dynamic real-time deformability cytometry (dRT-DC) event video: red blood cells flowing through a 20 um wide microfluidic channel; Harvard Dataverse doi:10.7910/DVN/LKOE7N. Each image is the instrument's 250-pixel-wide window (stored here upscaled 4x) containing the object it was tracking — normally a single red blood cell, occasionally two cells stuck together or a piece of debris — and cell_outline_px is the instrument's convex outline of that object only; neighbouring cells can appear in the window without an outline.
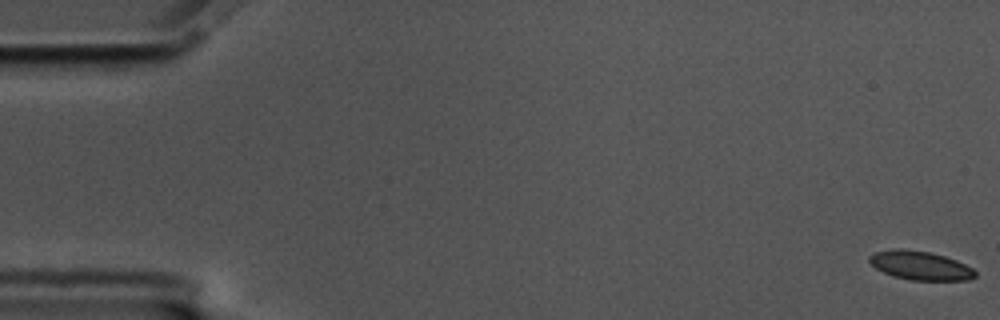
{"species": "common noctule bat (a hibernating species)", "species_latin": "Nyctalus noctula", "temperature_condition": "cold", "stored_images_in_passage": 58, "camera_frame_rate_fps": 3000, "um_per_image_px": 0.085, "animal": {"sex": "male", "body_mass_g": 17.5, "forearm_length_mm": 52.3}, "frame": {"image": 1, "passage_image": 1, "time_ms": 0.0, "image_size_px": [1000, 320], "cell_outline_px": [[976, 276], [968, 280], [912, 280], [892, 276], [876, 268], [868, 260], [868, 256], [876, 252], [896, 248], [900, 248], [928, 252], [944, 256], [956, 260], [972, 268], [976, 272]], "centroid_in_image_um": [78.21, 22.57], "position_along_channel_um": 6.8, "area_um2": 17.63}}
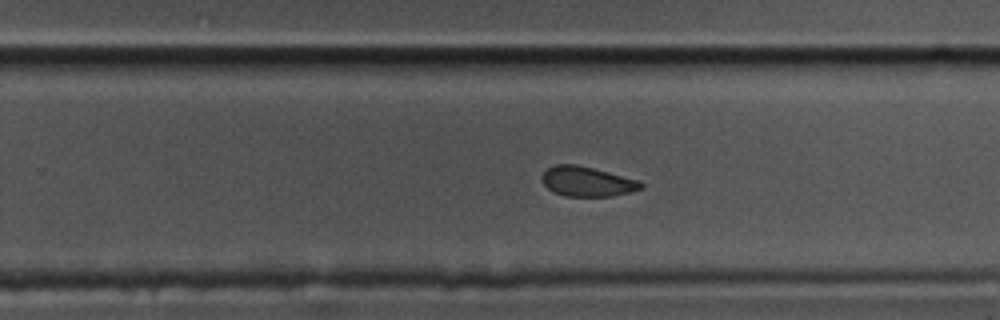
{"frame": {"image": 2, "passage_image": 37, "time_ms": 12.0, "image_size_px": [1000, 320], "cell_outline_px": [[644, 188], [632, 192], [612, 196], [564, 196], [552, 192], [544, 184], [540, 176], [548, 168], [556, 164], [576, 164], [640, 180], [644, 184]], "centroid_in_image_um": [49.92, 15.44], "position_along_channel_um": 279.9, "area_um2": 17.34}}
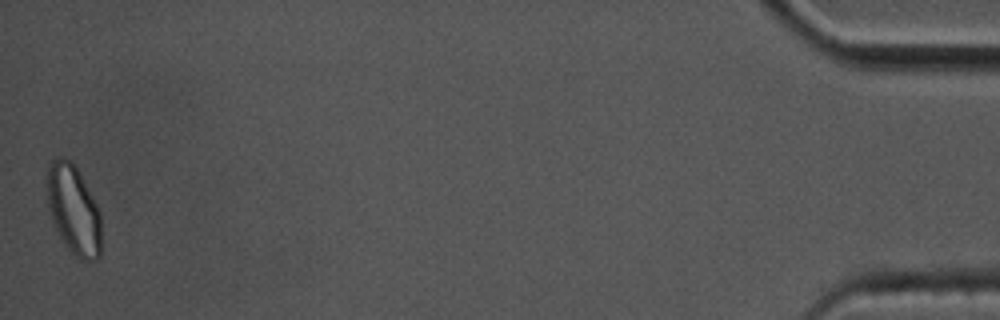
{"frame": {"image": 3, "passage_image": 58, "time_ms": 19.0, "image_size_px": [1000, 320], "cell_outline_px": [[100, 256], [96, 260], [80, 260], [68, 248], [60, 236], [52, 220], [48, 208], [44, 180], [48, 164], [56, 156], [64, 156], [76, 168], [92, 196], [100, 212]], "centroid_in_image_um": [6.2, 17.78], "position_along_channel_um": 429.0, "area_um2": 28.38}, "authors_computed_cell_mechanics": {"area_um2": 18.3515, "velocity_mm_per_s": 3.482, "shape_relaxation_time_tau1_ms": null, "shape_relaxation_time_tau2_ms": 3.136, "deformation_change_tau1": null, "deformation_change_tau2": 0.0821}}